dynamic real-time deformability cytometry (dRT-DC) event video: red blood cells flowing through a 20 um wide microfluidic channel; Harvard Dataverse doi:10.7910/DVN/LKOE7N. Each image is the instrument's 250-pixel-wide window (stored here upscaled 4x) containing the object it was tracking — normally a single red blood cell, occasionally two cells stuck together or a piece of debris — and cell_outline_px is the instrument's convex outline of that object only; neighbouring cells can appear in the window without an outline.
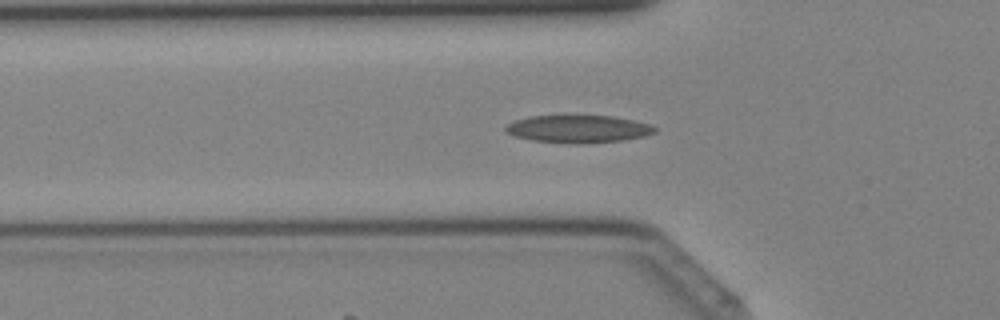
{"species": "Egyptian fruit bat (a non-hibernating species)", "species_latin": "Rousettus aegyptiacus", "temperature_condition": "cold", "stored_images_in_passage": 41, "camera_frame_rate_fps": 3000, "um_per_image_px": 0.085, "animal": {"sex": "female"}, "frame": {"image": 1, "passage_image": 14, "time_ms": 4.333, "image_size_px": [1000, 320], "cell_outline_px": [[656, 132], [644, 136], [620, 140], [580, 144], [576, 144], [532, 140], [512, 136], [504, 132], [504, 128], [512, 120], [528, 116], [612, 116], [652, 124], [656, 128]], "centroid_in_image_um": [49.09, 10.96], "position_along_channel_um": 76.7, "area_um2": 24.04}}
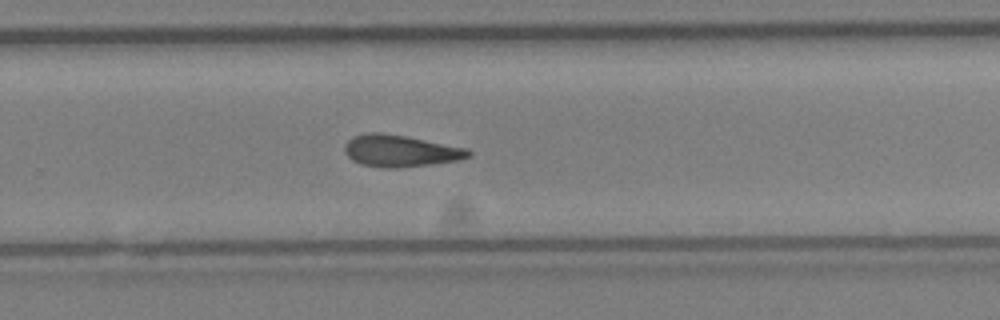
{"frame": {"image": 2, "passage_image": 27, "time_ms": 8.667, "image_size_px": [1000, 320], "cell_outline_px": [[472, 156], [460, 160], [400, 168], [388, 168], [360, 164], [352, 160], [344, 152], [344, 144], [352, 136], [368, 132], [380, 132], [404, 136], [468, 148], [472, 152]], "centroid_in_image_um": [34.02, 12.82], "position_along_channel_um": 295.8, "area_um2": 23.06}}
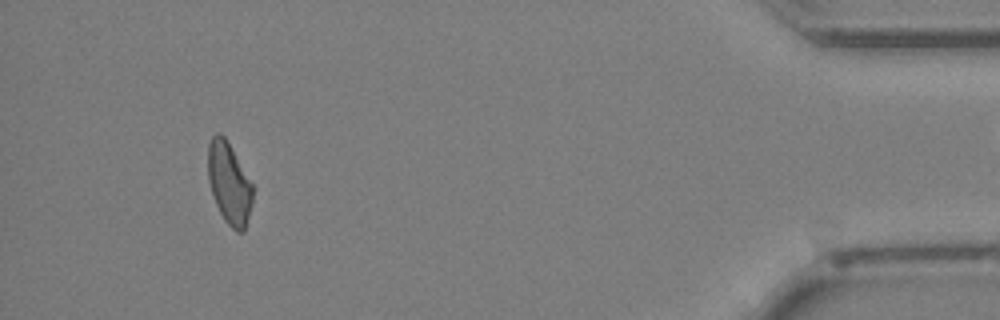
{"frame": {"image": 3, "passage_image": 38, "time_ms": 12.333, "image_size_px": [1000, 320], "cell_outline_px": [[252, 204], [244, 232], [236, 232], [224, 220], [216, 204], [208, 180], [208, 144], [212, 136], [216, 132], [220, 132], [224, 136], [252, 184]], "centroid_in_image_um": [19.46, 15.59], "position_along_channel_um": 415.7, "area_um2": 20.98}}